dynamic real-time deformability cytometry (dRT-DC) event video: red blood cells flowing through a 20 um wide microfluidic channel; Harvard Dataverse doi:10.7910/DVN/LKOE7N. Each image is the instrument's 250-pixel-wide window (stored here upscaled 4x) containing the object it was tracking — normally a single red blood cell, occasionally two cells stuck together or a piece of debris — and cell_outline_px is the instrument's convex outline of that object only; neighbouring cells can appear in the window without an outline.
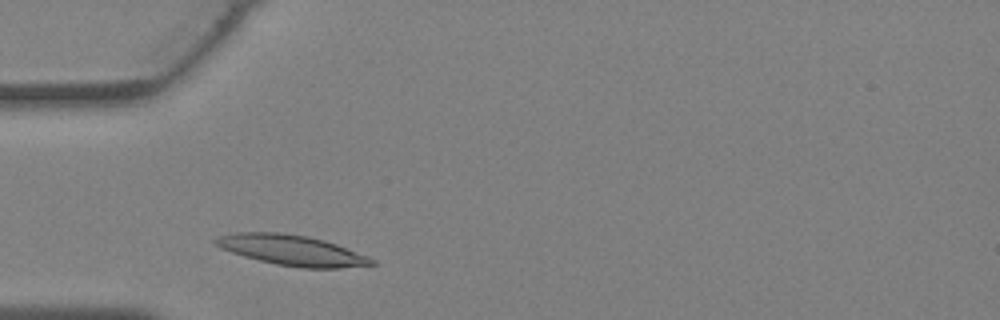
{"species": "Egyptian fruit bat (a non-hibernating species)", "species_latin": "Rousettus aegyptiacus", "temperature_condition": "warm", "stored_images_in_passage": 22, "camera_frame_rate_fps": 3000, "um_per_image_px": 0.085, "animal": {"sex": "female"}, "frame": {"image": 1, "passage_image": 3, "time_ms": 0.667, "image_size_px": [1000, 320], "cell_outline_px": [[376, 264], [340, 268], [304, 268], [276, 264], [244, 256], [220, 248], [212, 244], [212, 240], [220, 236], [236, 232], [280, 232], [308, 236], [324, 240], [336, 244], [368, 256], [376, 260]], "centroid_in_image_um": [24.8, 21.26], "position_along_channel_um": 60.2, "area_um2": 27.63}}
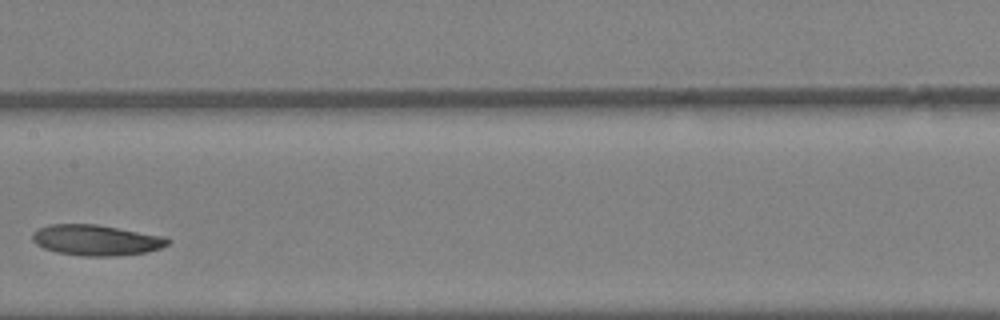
{"frame": {"image": 2, "passage_image": 11, "time_ms": 3.333, "image_size_px": [1000, 320], "cell_outline_px": [[172, 240], [168, 244], [160, 248], [148, 252], [116, 256], [84, 256], [56, 252], [44, 248], [36, 244], [32, 240], [32, 232], [40, 228], [52, 224], [96, 224], [164, 236]], "centroid_in_image_um": [8.19, 20.41], "position_along_channel_um": 199.2, "area_um2": 24.22}}
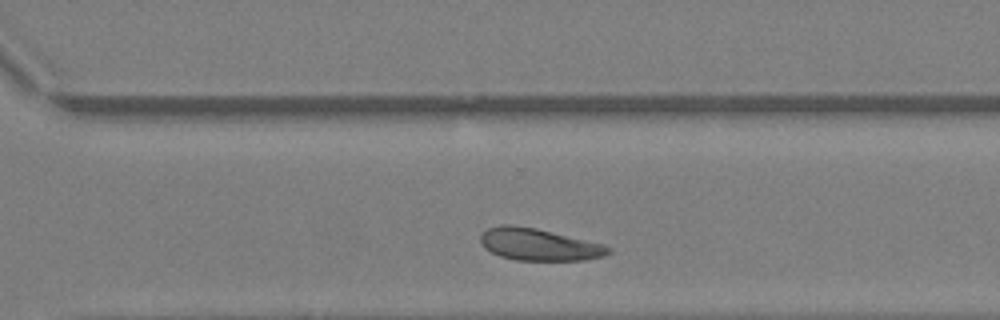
{"frame": {"image": 3, "passage_image": 18, "time_ms": 5.667, "image_size_px": [1000, 320], "cell_outline_px": [[612, 252], [604, 256], [588, 260], [516, 260], [500, 256], [484, 248], [480, 240], [480, 236], [488, 228], [500, 224], [512, 224], [536, 228], [604, 244], [612, 248]], "centroid_in_image_um": [45.83, 20.78], "position_along_channel_um": 324.8, "area_um2": 23.99}}